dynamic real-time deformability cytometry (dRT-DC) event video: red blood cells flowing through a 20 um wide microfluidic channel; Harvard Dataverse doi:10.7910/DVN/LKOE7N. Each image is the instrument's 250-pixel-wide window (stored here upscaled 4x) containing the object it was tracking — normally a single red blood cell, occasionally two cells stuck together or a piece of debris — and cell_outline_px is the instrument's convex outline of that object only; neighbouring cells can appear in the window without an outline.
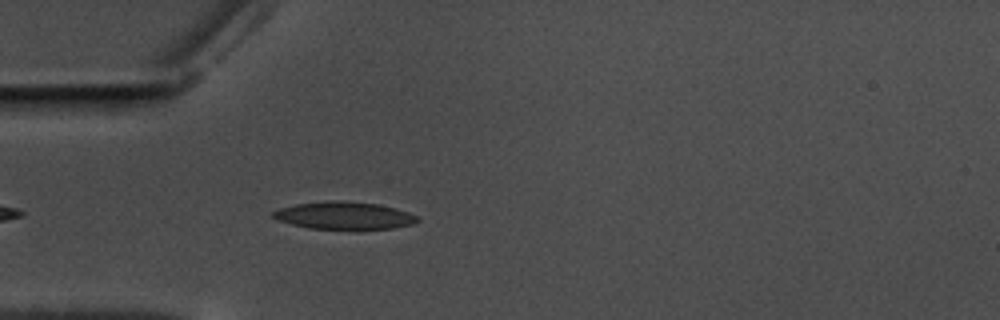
{"species": "common noctule bat (a hibernating species)", "species_latin": "Nyctalus noctula", "temperature_condition": "warm", "stored_images_in_passage": 46, "camera_frame_rate_fps": 3000, "um_per_image_px": 0.085, "animal": {"sex": "male", "body_mass_g": 17.5, "forearm_length_mm": 52.3}, "frame": {"image": 1, "passage_image": 5, "time_ms": 1.333, "image_size_px": [1000, 320], "cell_outline_px": [[420, 220], [412, 224], [392, 228], [308, 228], [292, 224], [280, 220], [272, 216], [272, 212], [280, 208], [296, 204], [328, 200], [340, 200], [376, 204], [396, 208], [408, 212], [416, 216]], "centroid_in_image_um": [29.25, 18.3], "position_along_channel_um": 55.8, "area_um2": 22.66}}
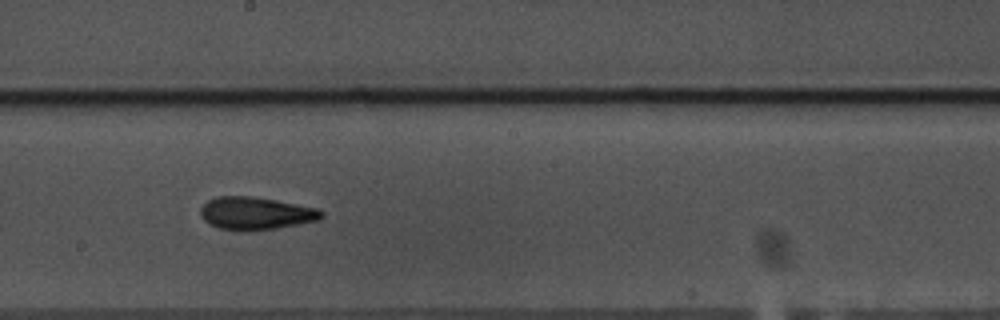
{"frame": {"image": 2, "passage_image": 20, "time_ms": 6.333, "image_size_px": [1000, 320], "cell_outline_px": [[324, 216], [316, 220], [276, 228], [220, 228], [208, 224], [200, 216], [200, 208], [208, 200], [216, 196], [252, 196], [276, 200], [320, 208], [324, 212]], "centroid_in_image_um": [21.74, 18.08], "position_along_channel_um": 226.5, "area_um2": 22.43}}
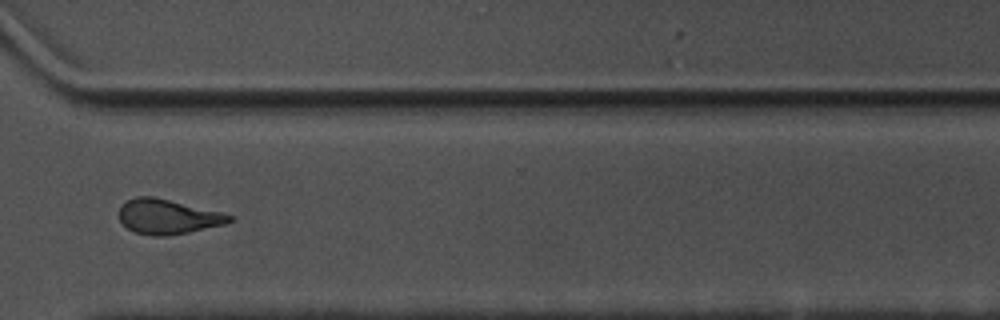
{"frame": {"image": 3, "passage_image": 31, "time_ms": 10.0, "image_size_px": [1000, 320], "cell_outline_px": [[232, 220], [224, 224], [188, 232], [168, 236], [152, 236], [136, 232], [128, 228], [120, 220], [120, 208], [128, 200], [136, 196], [152, 196], [220, 212], [232, 216]], "centroid_in_image_um": [14.24, 18.42], "position_along_channel_um": 356.4, "area_um2": 21.85}, "authors_computed_cell_mechanics": {"area_um2": 22.3686, "velocity_mm_per_s": 3.5322, "shape_relaxation_time_tau1_ms": 6.7119, "shape_relaxation_time_tau2_ms": 2.9508, "deformation_change_tau1": 0.2033, "deformation_change_tau2": 0.1222}}